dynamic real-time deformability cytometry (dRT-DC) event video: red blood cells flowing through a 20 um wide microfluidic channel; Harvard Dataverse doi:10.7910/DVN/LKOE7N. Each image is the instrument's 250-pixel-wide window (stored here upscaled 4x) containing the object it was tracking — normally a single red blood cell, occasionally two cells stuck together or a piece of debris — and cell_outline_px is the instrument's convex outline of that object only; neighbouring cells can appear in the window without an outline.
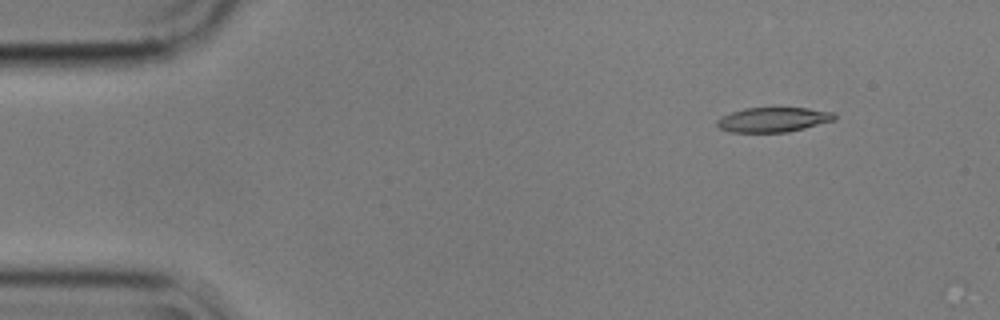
{"species": "common noctule bat (a hibernating species)", "species_latin": "Nyctalus noctula", "temperature_condition": "cold", "stored_images_in_passage": 3, "camera_frame_rate_fps": 3000, "um_per_image_px": 0.085, "animal": {"sex": "male", "body_mass_g": 17.9}, "frame": {"image": 1, "passage_image": 2, "time_ms": 0.333, "image_size_px": [1000, 320], "cell_outline_px": [[836, 120], [788, 132], [728, 132], [720, 128], [716, 124], [716, 120], [732, 112], [744, 108], [808, 108], [832, 112], [836, 116]], "centroid_in_image_um": [65.73, 10.17], "position_along_channel_um": 19.3, "area_um2": 16.82}}